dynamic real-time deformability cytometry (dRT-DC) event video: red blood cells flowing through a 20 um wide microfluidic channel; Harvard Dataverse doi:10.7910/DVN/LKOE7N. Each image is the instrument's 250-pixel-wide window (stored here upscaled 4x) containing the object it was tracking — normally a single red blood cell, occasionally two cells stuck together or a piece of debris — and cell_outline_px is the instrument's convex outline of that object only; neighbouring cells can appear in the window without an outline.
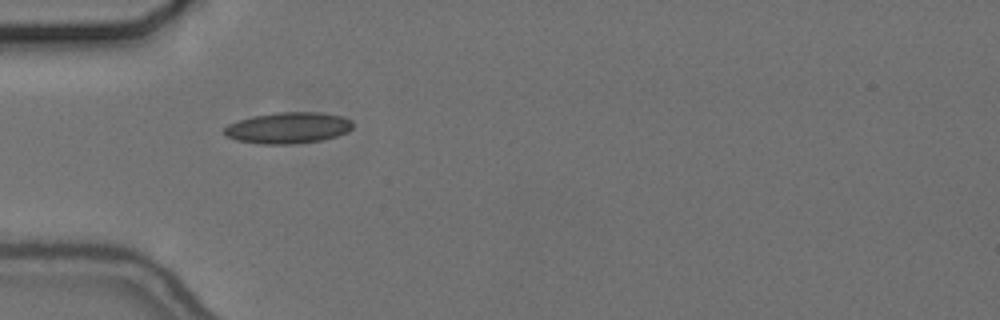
{"species": "common noctule bat (a hibernating species)", "species_latin": "Nyctalus noctula", "temperature_condition": "cold", "stored_images_in_passage": 4, "camera_frame_rate_fps": 3000, "um_per_image_px": 0.085, "animal": {"sex": "female", "body_mass_g": 24.6, "forearm_length_mm": 56.2}, "frame": {"image": 1, "passage_image": 1, "time_ms": 0.0, "image_size_px": [1000, 320], "cell_outline_px": [[352, 128], [348, 132], [336, 136], [320, 140], [292, 144], [260, 144], [236, 140], [224, 136], [224, 128], [228, 124], [252, 116], [280, 112], [320, 112], [340, 116], [352, 120]], "centroid_in_image_um": [24.47, 10.87], "position_along_channel_um": 60.5, "area_um2": 23.35}}
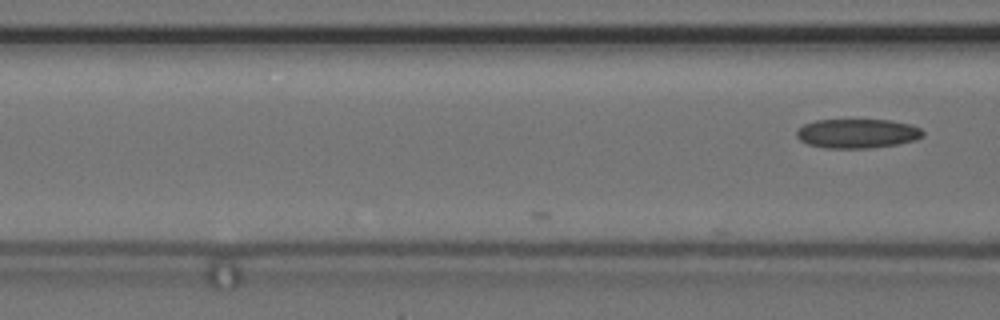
{"frame": {"image": 2, "passage_image": 4, "time_ms": 1.0, "image_size_px": [1000, 320], "cell_outline_px": [[924, 136], [916, 140], [896, 144], [868, 148], [824, 148], [808, 144], [800, 140], [796, 136], [796, 132], [804, 124], [816, 120], [892, 120], [912, 124], [920, 128], [924, 132]], "centroid_in_image_um": [72.9, 11.34], "position_along_channel_um": 93.7, "area_um2": 21.62}}